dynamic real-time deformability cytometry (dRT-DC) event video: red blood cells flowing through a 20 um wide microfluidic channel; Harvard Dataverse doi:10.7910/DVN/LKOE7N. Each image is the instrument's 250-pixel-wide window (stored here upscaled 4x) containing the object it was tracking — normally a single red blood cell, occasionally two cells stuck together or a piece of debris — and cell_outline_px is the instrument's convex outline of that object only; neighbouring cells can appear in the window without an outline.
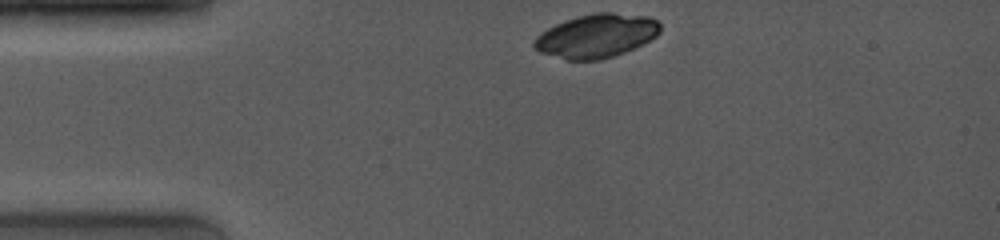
{"species": "common noctule bat (a hibernating species)", "species_latin": "Nyctalus noctula", "temperature_condition": "room temperature", "stored_images_in_passage": 9, "camera_frame_rate_fps": 4000, "um_per_image_px": 0.085, "animal": {"sex": "female", "body_mass_g": 19.0, "forearm_length_mm": 53.3}, "frame": {"image": 1, "passage_image": 1, "time_ms": 0.0, "image_size_px": [1000, 240], "cell_outline_px": [[660, 32], [656, 36], [624, 52], [600, 60], [568, 60], [540, 52], [532, 48], [532, 44], [536, 36], [540, 32], [564, 20], [596, 12], [612, 12], [648, 16], [656, 20], [660, 24]], "centroid_in_image_um": [50.66, 3.04], "position_along_channel_um": 34.3, "area_um2": 31.91}}